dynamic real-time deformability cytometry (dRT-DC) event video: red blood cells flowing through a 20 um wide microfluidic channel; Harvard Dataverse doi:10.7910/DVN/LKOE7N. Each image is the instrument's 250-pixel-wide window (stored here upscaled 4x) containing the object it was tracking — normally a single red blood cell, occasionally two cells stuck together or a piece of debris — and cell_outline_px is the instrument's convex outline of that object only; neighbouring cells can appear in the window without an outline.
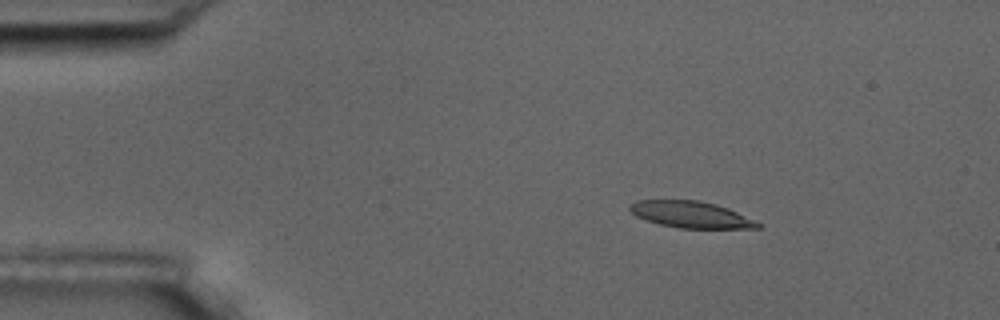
{"species": "common noctule bat (a hibernating species)", "species_latin": "Nyctalus noctula", "temperature_condition": "room temperature", "stored_images_in_passage": 3, "camera_frame_rate_fps": 3000, "um_per_image_px": 0.085, "animal": {"sex": "male", "body_mass_g": 17.5, "forearm_length_mm": 52.3}, "frame": {"image": 1, "passage_image": 1, "time_ms": 0.0, "image_size_px": [1000, 320], "cell_outline_px": [[760, 228], [680, 228], [660, 224], [636, 216], [628, 208], [636, 200], [696, 200], [716, 204], [728, 208], [760, 224]], "centroid_in_image_um": [58.69, 18.23], "position_along_channel_um": 26.3, "area_um2": 19.36}}